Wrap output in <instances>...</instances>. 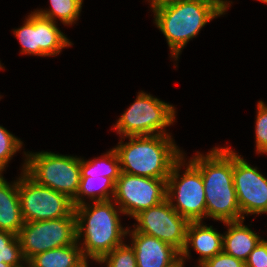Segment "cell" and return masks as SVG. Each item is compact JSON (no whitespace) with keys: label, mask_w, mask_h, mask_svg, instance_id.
<instances>
[{"label":"cell","mask_w":267,"mask_h":267,"mask_svg":"<svg viewBox=\"0 0 267 267\" xmlns=\"http://www.w3.org/2000/svg\"><path fill=\"white\" fill-rule=\"evenodd\" d=\"M190 162L202 175L206 217L223 223L242 220L233 182V151L213 148L205 157L198 154Z\"/></svg>","instance_id":"1"},{"label":"cell","mask_w":267,"mask_h":267,"mask_svg":"<svg viewBox=\"0 0 267 267\" xmlns=\"http://www.w3.org/2000/svg\"><path fill=\"white\" fill-rule=\"evenodd\" d=\"M228 5L223 0H193L152 7L155 24L166 37L172 57L177 59L186 43Z\"/></svg>","instance_id":"2"},{"label":"cell","mask_w":267,"mask_h":267,"mask_svg":"<svg viewBox=\"0 0 267 267\" xmlns=\"http://www.w3.org/2000/svg\"><path fill=\"white\" fill-rule=\"evenodd\" d=\"M126 144L114 148L121 172L157 179H168L173 165L182 157L170 135L129 136Z\"/></svg>","instance_id":"3"},{"label":"cell","mask_w":267,"mask_h":267,"mask_svg":"<svg viewBox=\"0 0 267 267\" xmlns=\"http://www.w3.org/2000/svg\"><path fill=\"white\" fill-rule=\"evenodd\" d=\"M86 203L74 207L76 217L77 242L83 235L82 254L87 260L98 262L103 256L123 244L122 237L129 231L121 227L118 211L111 200ZM89 207V208H88ZM87 221V222H86Z\"/></svg>","instance_id":"4"},{"label":"cell","mask_w":267,"mask_h":267,"mask_svg":"<svg viewBox=\"0 0 267 267\" xmlns=\"http://www.w3.org/2000/svg\"><path fill=\"white\" fill-rule=\"evenodd\" d=\"M23 171L39 185L67 195L76 196L80 183V158L51 152L25 154Z\"/></svg>","instance_id":"5"},{"label":"cell","mask_w":267,"mask_h":267,"mask_svg":"<svg viewBox=\"0 0 267 267\" xmlns=\"http://www.w3.org/2000/svg\"><path fill=\"white\" fill-rule=\"evenodd\" d=\"M174 120L175 109L172 105L140 92L136 101L121 115L114 129L125 137L156 133L168 135L164 128L171 125Z\"/></svg>","instance_id":"6"},{"label":"cell","mask_w":267,"mask_h":267,"mask_svg":"<svg viewBox=\"0 0 267 267\" xmlns=\"http://www.w3.org/2000/svg\"><path fill=\"white\" fill-rule=\"evenodd\" d=\"M18 194L24 222L75 216L73 202L67 195L39 185L24 171L18 181Z\"/></svg>","instance_id":"7"},{"label":"cell","mask_w":267,"mask_h":267,"mask_svg":"<svg viewBox=\"0 0 267 267\" xmlns=\"http://www.w3.org/2000/svg\"><path fill=\"white\" fill-rule=\"evenodd\" d=\"M17 236L26 263L39 253L75 244L77 242L76 217L24 222Z\"/></svg>","instance_id":"8"},{"label":"cell","mask_w":267,"mask_h":267,"mask_svg":"<svg viewBox=\"0 0 267 267\" xmlns=\"http://www.w3.org/2000/svg\"><path fill=\"white\" fill-rule=\"evenodd\" d=\"M181 157L172 167L171 173L167 179L166 196L172 208L189 222L202 221L206 216V200L204 191V182L201 172L189 162L183 176L179 178V169L182 164ZM176 197L173 198V197ZM172 199L177 200L173 204Z\"/></svg>","instance_id":"9"},{"label":"cell","mask_w":267,"mask_h":267,"mask_svg":"<svg viewBox=\"0 0 267 267\" xmlns=\"http://www.w3.org/2000/svg\"><path fill=\"white\" fill-rule=\"evenodd\" d=\"M167 179H157L121 172L115 184V205L121 213L135 217L141 211L167 199Z\"/></svg>","instance_id":"10"},{"label":"cell","mask_w":267,"mask_h":267,"mask_svg":"<svg viewBox=\"0 0 267 267\" xmlns=\"http://www.w3.org/2000/svg\"><path fill=\"white\" fill-rule=\"evenodd\" d=\"M134 218L138 222L137 232L158 238L181 253L186 243L189 221L172 208L168 199L141 211Z\"/></svg>","instance_id":"11"},{"label":"cell","mask_w":267,"mask_h":267,"mask_svg":"<svg viewBox=\"0 0 267 267\" xmlns=\"http://www.w3.org/2000/svg\"><path fill=\"white\" fill-rule=\"evenodd\" d=\"M22 46V53L39 56L59 54L71 42L57 28L55 21L44 18L33 12L28 16L24 26L14 30Z\"/></svg>","instance_id":"12"},{"label":"cell","mask_w":267,"mask_h":267,"mask_svg":"<svg viewBox=\"0 0 267 267\" xmlns=\"http://www.w3.org/2000/svg\"><path fill=\"white\" fill-rule=\"evenodd\" d=\"M233 182L242 219L267 213V178L233 152Z\"/></svg>","instance_id":"13"},{"label":"cell","mask_w":267,"mask_h":267,"mask_svg":"<svg viewBox=\"0 0 267 267\" xmlns=\"http://www.w3.org/2000/svg\"><path fill=\"white\" fill-rule=\"evenodd\" d=\"M130 233L137 267H166L180 255L176 248L158 238L136 230Z\"/></svg>","instance_id":"14"},{"label":"cell","mask_w":267,"mask_h":267,"mask_svg":"<svg viewBox=\"0 0 267 267\" xmlns=\"http://www.w3.org/2000/svg\"><path fill=\"white\" fill-rule=\"evenodd\" d=\"M201 221H191L186 230V243L180 255L189 257V244L201 255L199 263L223 251V234L215 231L212 226L201 225Z\"/></svg>","instance_id":"15"},{"label":"cell","mask_w":267,"mask_h":267,"mask_svg":"<svg viewBox=\"0 0 267 267\" xmlns=\"http://www.w3.org/2000/svg\"><path fill=\"white\" fill-rule=\"evenodd\" d=\"M23 225L18 180L11 186L0 173V230L18 235Z\"/></svg>","instance_id":"16"},{"label":"cell","mask_w":267,"mask_h":267,"mask_svg":"<svg viewBox=\"0 0 267 267\" xmlns=\"http://www.w3.org/2000/svg\"><path fill=\"white\" fill-rule=\"evenodd\" d=\"M224 223L229 228L227 234L223 235V252L246 262L249 254L262 239L242 224L243 219Z\"/></svg>","instance_id":"17"},{"label":"cell","mask_w":267,"mask_h":267,"mask_svg":"<svg viewBox=\"0 0 267 267\" xmlns=\"http://www.w3.org/2000/svg\"><path fill=\"white\" fill-rule=\"evenodd\" d=\"M77 243L39 253L28 263L32 267H80L87 260Z\"/></svg>","instance_id":"18"},{"label":"cell","mask_w":267,"mask_h":267,"mask_svg":"<svg viewBox=\"0 0 267 267\" xmlns=\"http://www.w3.org/2000/svg\"><path fill=\"white\" fill-rule=\"evenodd\" d=\"M97 179V180H96ZM100 184L99 191L96 190V182ZM115 182L104 176L89 175V177H81L79 188L76 196L72 199L74 207L80 206L85 203L82 199V195H87L94 199L95 202L109 201L111 200L110 193L114 197L115 194ZM110 191V192H109ZM98 193V194H97ZM96 198V199H95Z\"/></svg>","instance_id":"19"},{"label":"cell","mask_w":267,"mask_h":267,"mask_svg":"<svg viewBox=\"0 0 267 267\" xmlns=\"http://www.w3.org/2000/svg\"><path fill=\"white\" fill-rule=\"evenodd\" d=\"M119 156L115 149L98 159L84 161L80 158V174L81 177H89V175H97L111 178L115 183L121 174V166Z\"/></svg>","instance_id":"20"},{"label":"cell","mask_w":267,"mask_h":267,"mask_svg":"<svg viewBox=\"0 0 267 267\" xmlns=\"http://www.w3.org/2000/svg\"><path fill=\"white\" fill-rule=\"evenodd\" d=\"M50 4L51 10H38L36 13L52 21L59 18L61 22L68 25H72L79 18L78 16L82 8V3L79 0H50Z\"/></svg>","instance_id":"21"},{"label":"cell","mask_w":267,"mask_h":267,"mask_svg":"<svg viewBox=\"0 0 267 267\" xmlns=\"http://www.w3.org/2000/svg\"><path fill=\"white\" fill-rule=\"evenodd\" d=\"M20 261H25V259L18 236L9 231L0 230V262L13 267H23Z\"/></svg>","instance_id":"22"},{"label":"cell","mask_w":267,"mask_h":267,"mask_svg":"<svg viewBox=\"0 0 267 267\" xmlns=\"http://www.w3.org/2000/svg\"><path fill=\"white\" fill-rule=\"evenodd\" d=\"M98 262H105L107 267H137L134 249L124 243L103 256Z\"/></svg>","instance_id":"23"},{"label":"cell","mask_w":267,"mask_h":267,"mask_svg":"<svg viewBox=\"0 0 267 267\" xmlns=\"http://www.w3.org/2000/svg\"><path fill=\"white\" fill-rule=\"evenodd\" d=\"M22 142L0 126V173L5 169L8 161L21 148Z\"/></svg>","instance_id":"24"},{"label":"cell","mask_w":267,"mask_h":267,"mask_svg":"<svg viewBox=\"0 0 267 267\" xmlns=\"http://www.w3.org/2000/svg\"><path fill=\"white\" fill-rule=\"evenodd\" d=\"M256 117V147L257 153H267V106L259 101Z\"/></svg>","instance_id":"25"},{"label":"cell","mask_w":267,"mask_h":267,"mask_svg":"<svg viewBox=\"0 0 267 267\" xmlns=\"http://www.w3.org/2000/svg\"><path fill=\"white\" fill-rule=\"evenodd\" d=\"M201 265L203 267H245V262L222 251Z\"/></svg>","instance_id":"26"},{"label":"cell","mask_w":267,"mask_h":267,"mask_svg":"<svg viewBox=\"0 0 267 267\" xmlns=\"http://www.w3.org/2000/svg\"><path fill=\"white\" fill-rule=\"evenodd\" d=\"M245 267H267V241L262 239L249 254Z\"/></svg>","instance_id":"27"},{"label":"cell","mask_w":267,"mask_h":267,"mask_svg":"<svg viewBox=\"0 0 267 267\" xmlns=\"http://www.w3.org/2000/svg\"><path fill=\"white\" fill-rule=\"evenodd\" d=\"M151 1V6L152 7H159V6H165L169 5L172 3H177V2H184V1H193V0H150Z\"/></svg>","instance_id":"28"},{"label":"cell","mask_w":267,"mask_h":267,"mask_svg":"<svg viewBox=\"0 0 267 267\" xmlns=\"http://www.w3.org/2000/svg\"><path fill=\"white\" fill-rule=\"evenodd\" d=\"M184 258L179 255L173 262L168 264L166 267H183Z\"/></svg>","instance_id":"29"},{"label":"cell","mask_w":267,"mask_h":267,"mask_svg":"<svg viewBox=\"0 0 267 267\" xmlns=\"http://www.w3.org/2000/svg\"><path fill=\"white\" fill-rule=\"evenodd\" d=\"M0 267H13L7 263H4V262H0Z\"/></svg>","instance_id":"30"},{"label":"cell","mask_w":267,"mask_h":267,"mask_svg":"<svg viewBox=\"0 0 267 267\" xmlns=\"http://www.w3.org/2000/svg\"><path fill=\"white\" fill-rule=\"evenodd\" d=\"M80 267H88L87 261L83 265H81Z\"/></svg>","instance_id":"31"},{"label":"cell","mask_w":267,"mask_h":267,"mask_svg":"<svg viewBox=\"0 0 267 267\" xmlns=\"http://www.w3.org/2000/svg\"><path fill=\"white\" fill-rule=\"evenodd\" d=\"M259 1L264 2V3H267V0H259Z\"/></svg>","instance_id":"32"}]
</instances>
